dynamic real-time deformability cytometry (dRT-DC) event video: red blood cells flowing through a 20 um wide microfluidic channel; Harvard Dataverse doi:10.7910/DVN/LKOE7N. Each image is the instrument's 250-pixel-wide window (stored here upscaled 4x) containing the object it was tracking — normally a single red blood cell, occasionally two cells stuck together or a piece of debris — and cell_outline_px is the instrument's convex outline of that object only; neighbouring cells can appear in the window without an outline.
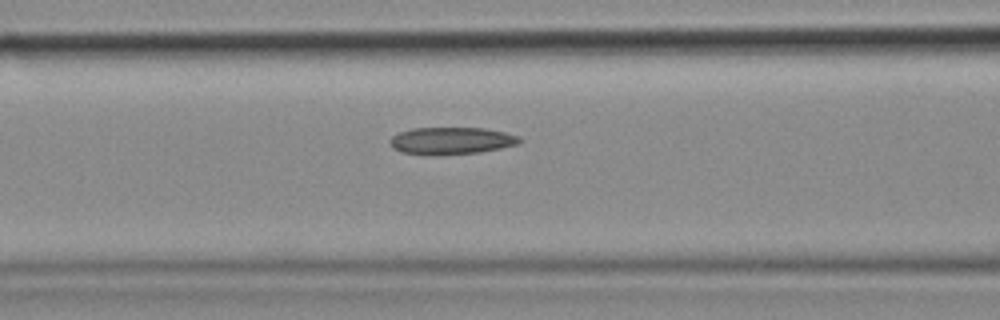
{"species": "common noctule bat (a hibernating species)", "species_latin": "Nyctalus noctula", "temperature_condition": "cold", "stored_images_in_passage": 17, "camera_frame_rate_fps": 3000, "um_per_image_px": 0.085, "animal": {"sex": "female", "body_mass_g": 18.4}, "frame": {"image": 1, "passage_image": 12, "time_ms": 3.667, "image_size_px": [1000, 320], "cell_outline_px": [[524, 140], [516, 144], [500, 148], [480, 152], [428, 156], [400, 152], [392, 148], [388, 140], [392, 136], [400, 132], [412, 128], [484, 128], [504, 132], [520, 136]], "centroid_in_image_um": [38.32, 11.97], "position_along_channel_um": 128.3, "area_um2": 20.75}}